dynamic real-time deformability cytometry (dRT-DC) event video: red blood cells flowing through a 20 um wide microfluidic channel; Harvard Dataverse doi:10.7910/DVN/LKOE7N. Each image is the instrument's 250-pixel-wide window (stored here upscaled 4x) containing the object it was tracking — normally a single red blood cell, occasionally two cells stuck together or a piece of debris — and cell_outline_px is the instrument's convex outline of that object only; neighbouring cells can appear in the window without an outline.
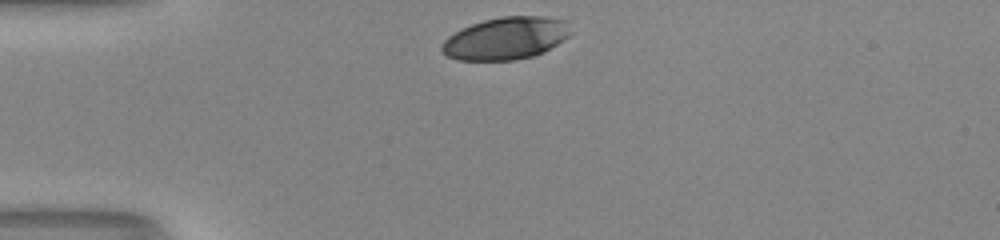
{"species": "human", "species_latin": "Homo sapiens", "temperature_condition": "room temperature", "stored_images_in_passage": 29, "camera_frame_rate_fps": 3000, "um_per_image_px": 0.085, "donor": {"sex": "male"}, "frame": {"image": 1, "passage_image": 1, "time_ms": 0.0, "image_size_px": [1000, 240], "cell_outline_px": [[572, 32], [568, 36], [544, 52], [532, 56], [516, 60], [460, 60], [448, 56], [440, 48], [440, 44], [448, 36], [472, 24], [484, 20], [500, 16], [544, 16], [564, 20]], "centroid_in_image_um": [42.99, 3.25], "position_along_channel_um": 42.0, "area_um2": 31.62}}
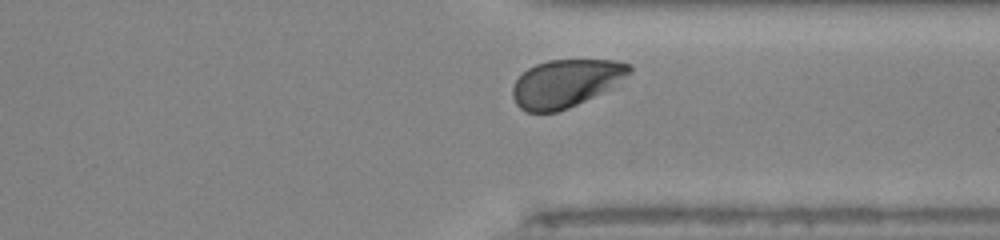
{"frame": {"image": 2, "passage_image": 27, "time_ms": 8.667, "image_size_px": [1000, 240], "cell_outline_px": [[632, 72], [600, 92], [568, 108], [556, 112], [524, 112], [516, 104], [512, 96], [512, 88], [516, 80], [528, 68], [536, 64], [548, 60], [616, 60], [632, 64]], "centroid_in_image_um": [48.04, 7.07], "position_along_channel_um": 363.4, "area_um2": 31.96}, "authors_computed_cell_mechanics": {"area_um2": 33.6396, "velocity_mm_per_s": 4.0934, "shape_relaxation_time_tau1_ms": 2.4037, "shape_relaxation_time_tau2_ms": null, "deformation_change_tau1": 0.1494, "deformation_change_tau2": null}}